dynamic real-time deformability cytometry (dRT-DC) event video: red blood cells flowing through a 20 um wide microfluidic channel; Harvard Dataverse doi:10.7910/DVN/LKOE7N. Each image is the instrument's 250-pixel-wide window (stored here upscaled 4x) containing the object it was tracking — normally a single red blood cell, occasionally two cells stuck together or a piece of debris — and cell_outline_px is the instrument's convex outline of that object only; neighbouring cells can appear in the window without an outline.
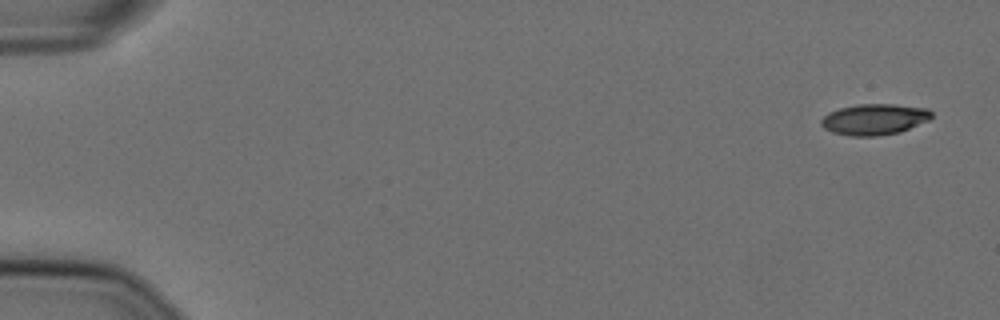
{"species": "Egyptian fruit bat (a non-hibernating species)", "species_latin": "Rousettus aegyptiacus", "temperature_condition": "cold", "stored_images_in_passage": 19, "camera_frame_rate_fps": 3000, "um_per_image_px": 0.085, "animal": {"sex": "female"}, "frame": {"image": 1, "passage_image": 1, "time_ms": 0.0, "image_size_px": [1000, 320], "cell_outline_px": [[932, 116], [928, 120], [900, 132], [876, 136], [848, 136], [832, 132], [824, 128], [820, 124], [820, 120], [828, 112], [840, 108], [860, 104], [896, 104], [928, 108], [932, 112]], "centroid_in_image_um": [74.31, 10.14], "position_along_channel_um": 10.7, "area_um2": 20.0}}
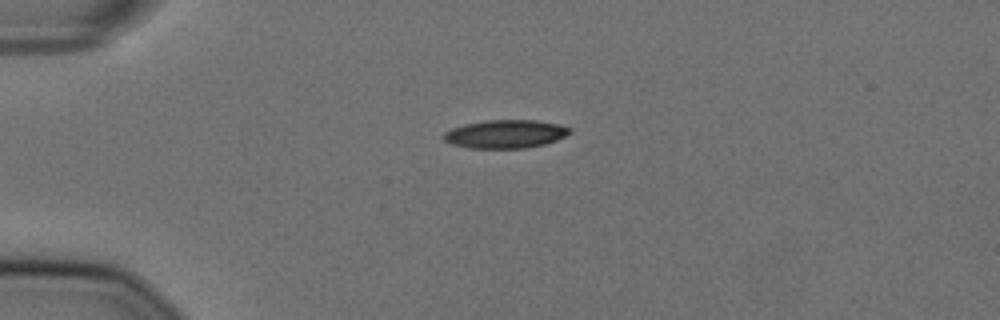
{"frame": {"image": 2, "passage_image": 13, "time_ms": 4.0, "image_size_px": [1000, 320], "cell_outline_px": [[572, 132], [556, 140], [544, 144], [524, 148], [468, 148], [452, 144], [444, 140], [440, 136], [444, 132], [452, 128], [464, 124], [488, 120], [536, 120], [556, 124], [572, 128]], "centroid_in_image_um": [42.93, 11.39], "position_along_channel_um": 42.1, "area_um2": 20.81}}